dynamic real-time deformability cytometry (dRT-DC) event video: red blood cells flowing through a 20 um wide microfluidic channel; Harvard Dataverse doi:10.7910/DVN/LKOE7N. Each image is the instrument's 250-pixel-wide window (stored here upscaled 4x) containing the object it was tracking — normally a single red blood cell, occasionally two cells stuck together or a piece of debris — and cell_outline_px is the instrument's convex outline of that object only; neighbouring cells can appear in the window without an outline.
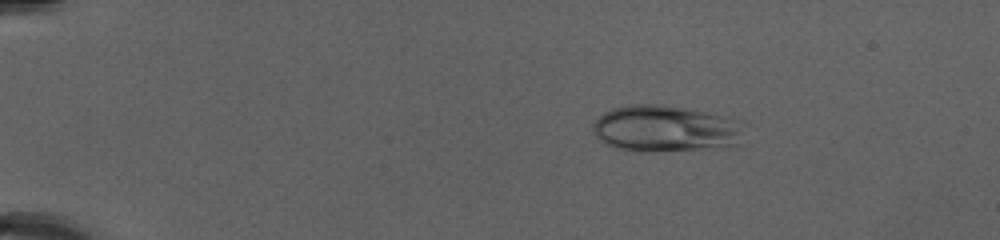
{"species": "human", "species_latin": "Homo sapiens", "temperature_condition": "cold", "stored_images_in_passage": 52, "camera_frame_rate_fps": 3000, "um_per_image_px": 0.085, "donor": {"sex": "female"}, "frame": {"image": 1, "passage_image": 10, "time_ms": 3.0, "image_size_px": [1000, 240], "cell_outline_px": [[736, 144], [704, 148], [640, 152], [612, 148], [604, 144], [596, 136], [592, 128], [592, 124], [604, 112], [612, 108], [628, 104], [656, 104], [688, 108], [732, 116], [736, 132]], "centroid_in_image_um": [56.36, 10.91], "position_along_channel_um": 28.6, "area_um2": 40.23}}
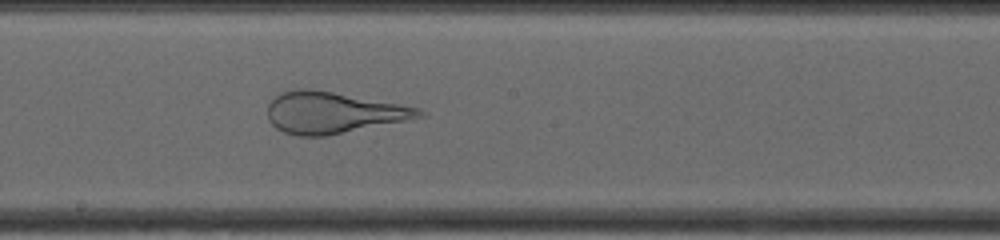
{"frame": {"image": 2, "passage_image": 31, "time_ms": 10.0, "image_size_px": [1000, 240], "cell_outline_px": [[428, 116], [324, 136], [300, 136], [284, 132], [276, 128], [268, 120], [268, 104], [280, 92], [300, 88], [308, 88], [332, 92], [400, 104], [420, 108]], "centroid_in_image_um": [28.29, 9.57], "position_along_channel_um": 219.9, "area_um2": 36.3}}
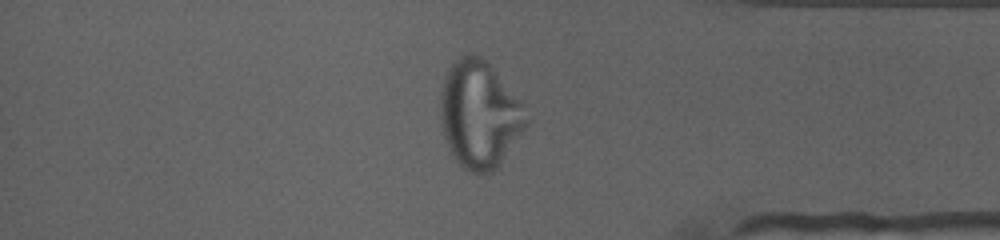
{"frame": {"image": 3, "passage_image": 45, "time_ms": 14.667, "image_size_px": [1000, 240], "cell_outline_px": [[532, 120], [500, 164], [492, 172], [480, 176], [464, 168], [456, 160], [448, 148], [440, 124], [440, 92], [444, 80], [452, 64], [460, 56], [468, 52], [472, 52], [480, 56], [492, 68], [520, 104]], "centroid_in_image_um": [40.74, 9.78], "position_along_channel_um": 394.5, "area_um2": 53.41}}